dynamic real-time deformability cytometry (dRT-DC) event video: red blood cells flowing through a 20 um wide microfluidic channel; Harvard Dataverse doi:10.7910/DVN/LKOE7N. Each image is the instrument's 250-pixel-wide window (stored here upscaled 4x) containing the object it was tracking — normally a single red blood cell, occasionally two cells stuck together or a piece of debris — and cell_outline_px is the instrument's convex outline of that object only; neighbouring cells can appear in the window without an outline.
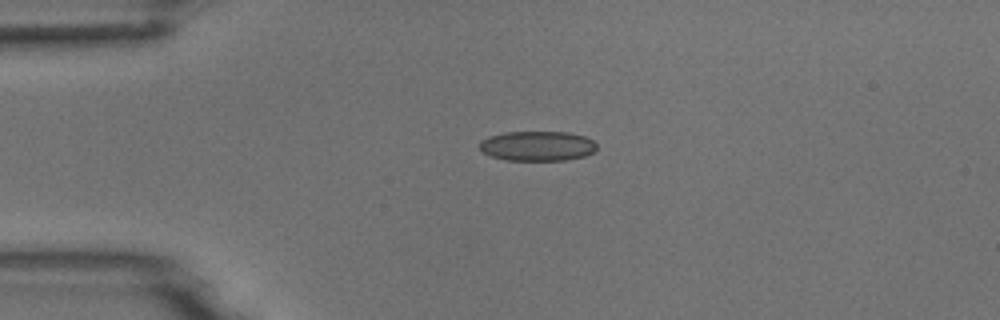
{"species": "common noctule bat (a hibernating species)", "species_latin": "Nyctalus noctula", "temperature_condition": "room temperature", "stored_images_in_passage": 30, "camera_frame_rate_fps": 3000, "um_per_image_px": 0.085, "animal": {"sex": "male", "body_mass_g": 18.8}, "frame": {"image": 1, "passage_image": 1, "time_ms": 0.0, "image_size_px": [1000, 320], "cell_outline_px": [[596, 152], [584, 156], [564, 160], [504, 160], [492, 156], [484, 152], [480, 148], [480, 140], [488, 136], [504, 132], [568, 132], [584, 136], [592, 140], [596, 144]], "centroid_in_image_um": [45.68, 12.4], "position_along_channel_um": 39.3, "area_um2": 20.4}}
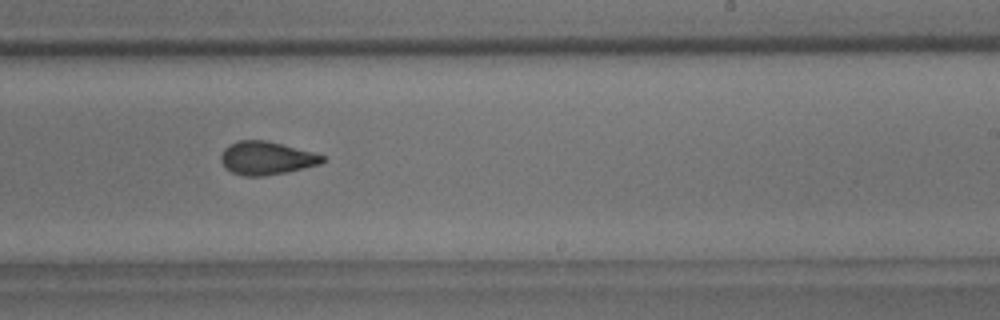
{"frame": {"image": 2, "passage_image": 21, "time_ms": 6.667, "image_size_px": [1000, 320], "cell_outline_px": [[328, 160], [320, 164], [288, 172], [264, 176], [244, 176], [232, 172], [224, 168], [220, 160], [220, 156], [224, 148], [228, 144], [240, 140], [268, 140], [312, 152], [324, 156]], "centroid_in_image_um": [22.63, 13.44], "position_along_channel_um": 266.4, "area_um2": 19.88}}
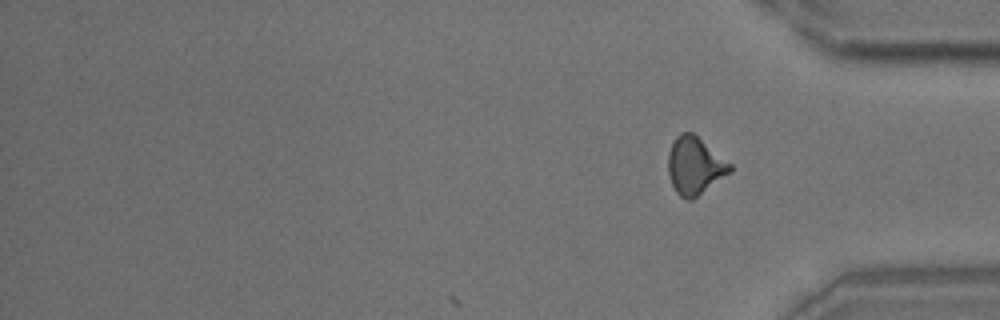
{"frame": {"image": 3, "passage_image": 30, "time_ms": 9.667, "image_size_px": [1000, 320], "cell_outline_px": [[732, 172], [692, 200], [684, 200], [676, 192], [672, 184], [668, 172], [668, 152], [676, 136], [680, 132], [692, 132], [732, 164]], "centroid_in_image_um": [59.06, 14.1], "position_along_channel_um": 376.1, "area_um2": 20.81}}